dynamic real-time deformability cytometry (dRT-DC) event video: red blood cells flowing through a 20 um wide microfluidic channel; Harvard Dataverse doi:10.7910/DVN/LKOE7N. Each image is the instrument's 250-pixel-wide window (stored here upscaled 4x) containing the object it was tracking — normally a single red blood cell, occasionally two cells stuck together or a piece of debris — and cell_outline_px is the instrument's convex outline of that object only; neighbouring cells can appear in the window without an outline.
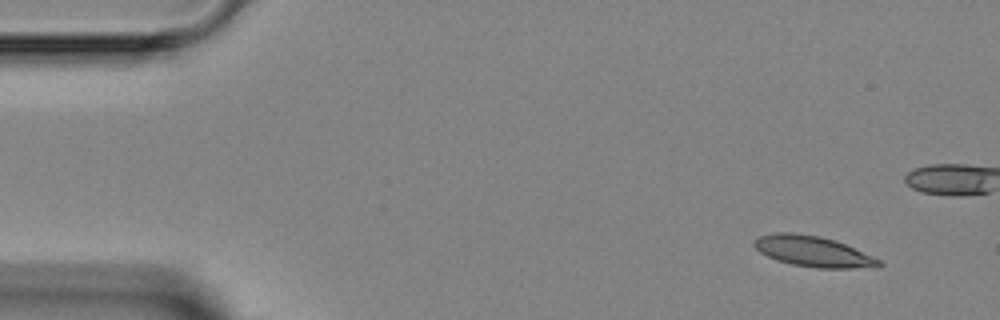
{"species": "Egyptian fruit bat (a non-hibernating species)", "species_latin": "Rousettus aegyptiacus", "temperature_condition": "room temperature", "stored_images_in_passage": 8, "camera_frame_rate_fps": 3000, "um_per_image_px": 0.085, "animal": {"sex": "female"}, "frame": {"image": 1, "passage_image": 1, "time_ms": 0.0, "image_size_px": [1000, 320], "cell_outline_px": [[884, 264], [876, 268], [816, 268], [792, 264], [776, 260], [760, 252], [752, 244], [752, 240], [756, 236], [776, 232], [792, 232], [820, 236], [836, 240], [872, 256], [880, 260]], "centroid_in_image_um": [69.09, 21.36], "position_along_channel_um": 15.9, "area_um2": 22.54}}
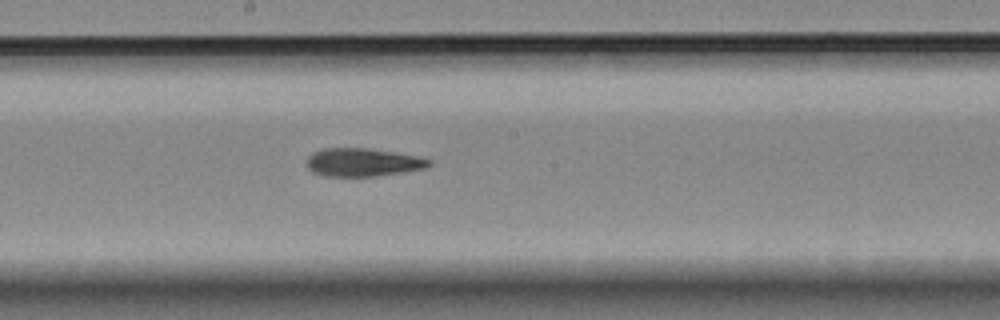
{"frame": {"image": 2, "passage_image": 8, "time_ms": 9.0, "image_size_px": [1000, 320], "cell_outline_px": [[432, 164], [424, 168], [376, 176], [324, 176], [312, 172], [308, 168], [308, 156], [312, 152], [324, 148], [368, 148], [416, 156], [432, 160]], "centroid_in_image_um": [30.8, 13.79], "position_along_channel_um": 217.4, "area_um2": 19.88}}